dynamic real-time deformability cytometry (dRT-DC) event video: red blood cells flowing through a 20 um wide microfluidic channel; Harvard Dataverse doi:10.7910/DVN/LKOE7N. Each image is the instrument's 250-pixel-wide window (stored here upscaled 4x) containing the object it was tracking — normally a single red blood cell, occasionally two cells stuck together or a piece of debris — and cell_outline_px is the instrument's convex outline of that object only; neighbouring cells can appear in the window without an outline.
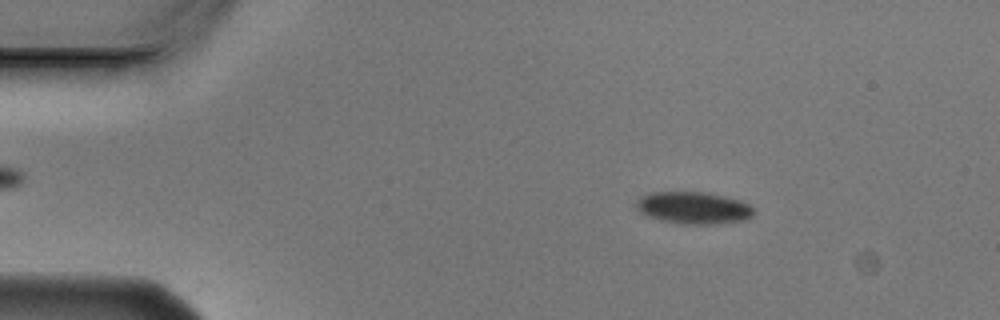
{"species": "Egyptian fruit bat (a non-hibernating species)", "species_latin": "Rousettus aegyptiacus", "temperature_condition": "cold", "stored_images_in_passage": 4, "camera_frame_rate_fps": 3000, "um_per_image_px": 0.085, "animal": {"sex": "male"}, "frame": {"image": 1, "passage_image": 2, "time_ms": 0.333, "image_size_px": [1000, 320], "cell_outline_px": [[752, 216], [744, 220], [716, 224], [684, 224], [664, 220], [648, 216], [640, 212], [636, 208], [636, 200], [640, 196], [652, 192], [704, 192], [724, 196], [740, 200], [748, 204], [752, 208]], "centroid_in_image_um": [58.92, 17.66], "position_along_channel_um": 26.1, "area_um2": 21.79}}